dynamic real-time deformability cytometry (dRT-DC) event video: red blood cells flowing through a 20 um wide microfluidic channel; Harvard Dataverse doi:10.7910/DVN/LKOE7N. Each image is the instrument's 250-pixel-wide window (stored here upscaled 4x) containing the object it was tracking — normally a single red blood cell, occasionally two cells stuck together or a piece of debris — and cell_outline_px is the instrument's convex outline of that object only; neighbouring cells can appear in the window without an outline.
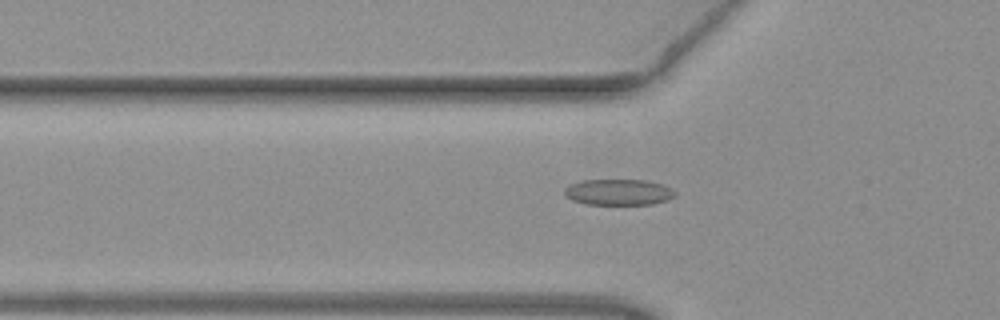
{"species": "common noctule bat (a hibernating species)", "species_latin": "Nyctalus noctula", "temperature_condition": "warm", "stored_images_in_passage": 52, "camera_frame_rate_fps": 3000, "um_per_image_px": 0.085, "animal": {"sex": "female", "body_mass_g": 19.3, "forearm_length_mm": 54.1}, "frame": {"image": 1, "passage_image": 18, "time_ms": 5.667, "image_size_px": [1000, 320], "cell_outline_px": [[676, 196], [668, 200], [652, 204], [584, 204], [572, 200], [564, 196], [564, 188], [568, 184], [580, 180], [644, 180], [664, 184], [672, 188], [676, 192]], "centroid_in_image_um": [52.56, 16.33], "position_along_channel_um": 73.2, "area_um2": 17.05}}
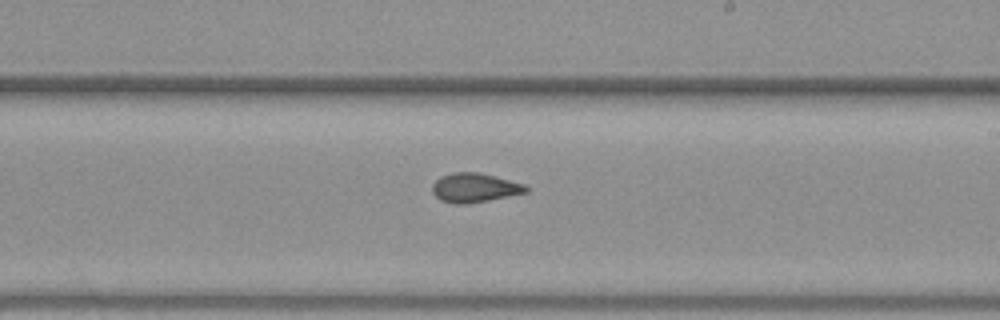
{"frame": {"image": 2, "passage_image": 31, "time_ms": 10.0, "image_size_px": [1000, 320], "cell_outline_px": [[528, 192], [488, 200], [464, 204], [456, 204], [440, 200], [432, 192], [432, 184], [440, 176], [452, 172], [480, 172], [524, 184], [528, 188]], "centroid_in_image_um": [40.31, 15.95], "position_along_channel_um": 248.7, "area_um2": 15.9}}
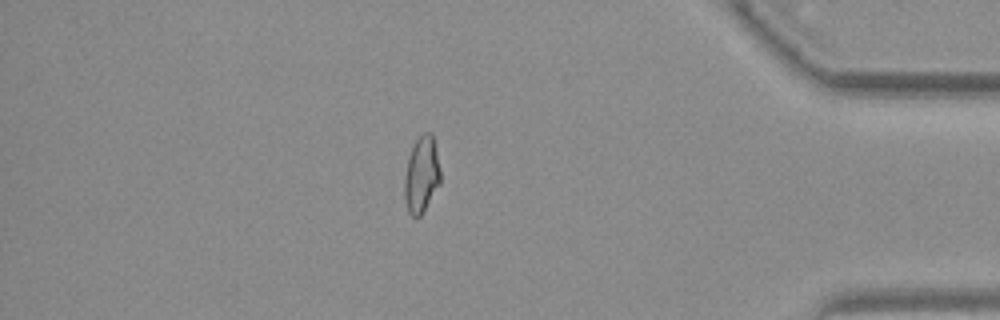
{"frame": {"image": 3, "passage_image": 45, "time_ms": 14.667, "image_size_px": [1000, 320], "cell_outline_px": [[440, 184], [420, 216], [412, 216], [408, 212], [404, 200], [404, 180], [408, 160], [412, 148], [416, 140], [424, 132], [432, 132], [440, 172]], "centroid_in_image_um": [35.82, 14.86], "position_along_channel_um": 399.4, "area_um2": 15.72}, "authors_computed_cell_mechanics": {"area_um2": 16.3863, "velocity_mm_per_s": 4.0322, "shape_relaxation_time_tau1_ms": 7.7912, "shape_relaxation_time_tau2_ms": 1.6113, "deformation_change_tau1": 0.1784, "deformation_change_tau2": 0.0889}}